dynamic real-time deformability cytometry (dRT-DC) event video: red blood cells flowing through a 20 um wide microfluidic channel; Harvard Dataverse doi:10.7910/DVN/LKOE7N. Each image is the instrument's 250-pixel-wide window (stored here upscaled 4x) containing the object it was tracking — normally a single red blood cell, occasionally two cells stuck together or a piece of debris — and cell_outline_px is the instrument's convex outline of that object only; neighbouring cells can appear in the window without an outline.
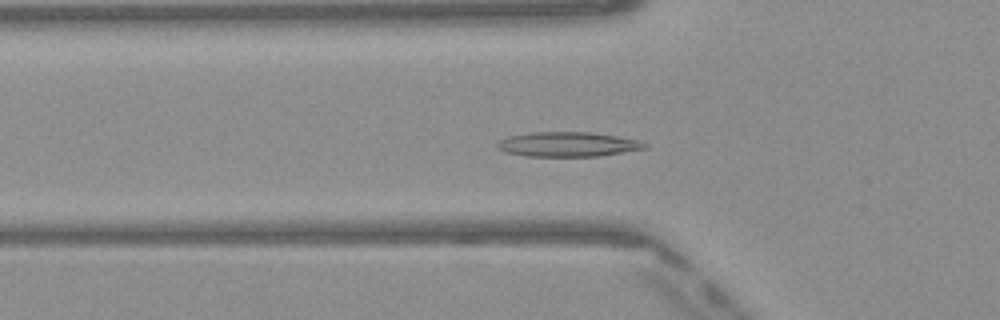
{"species": "Egyptian fruit bat (a non-hibernating species)", "species_latin": "Rousettus aegyptiacus", "temperature_condition": "warm", "stored_images_in_passage": 40, "camera_frame_rate_fps": 3000, "um_per_image_px": 0.085, "frame": {"image": 1, "passage_image": 7, "time_ms": 2.0, "image_size_px": [1000, 320], "cell_outline_px": [[648, 148], [600, 156], [528, 156], [504, 152], [496, 148], [496, 144], [500, 140], [508, 136], [532, 132], [592, 132], [640, 140], [648, 144]], "centroid_in_image_um": [48.27, 12.26], "position_along_channel_um": 77.5, "area_um2": 21.33}}
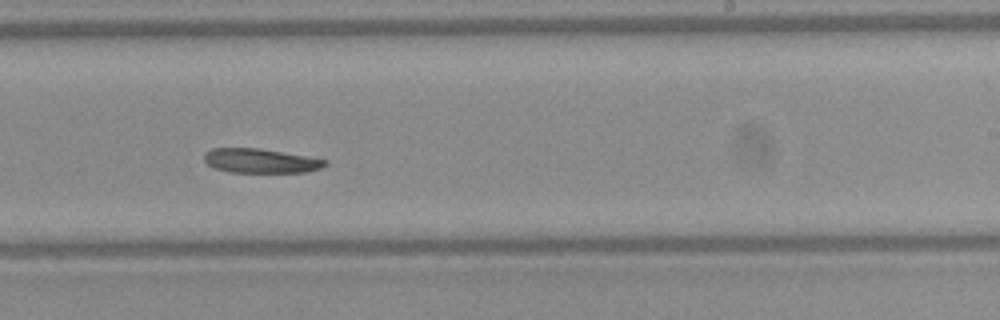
{"frame": {"image": 2, "passage_image": 21, "time_ms": 6.667, "image_size_px": [1000, 320], "cell_outline_px": [[328, 164], [320, 168], [304, 172], [228, 172], [216, 168], [208, 164], [204, 160], [204, 152], [212, 148], [260, 148], [328, 160]], "centroid_in_image_um": [22.13, 13.66], "position_along_channel_um": 266.9, "area_um2": 17.05}}
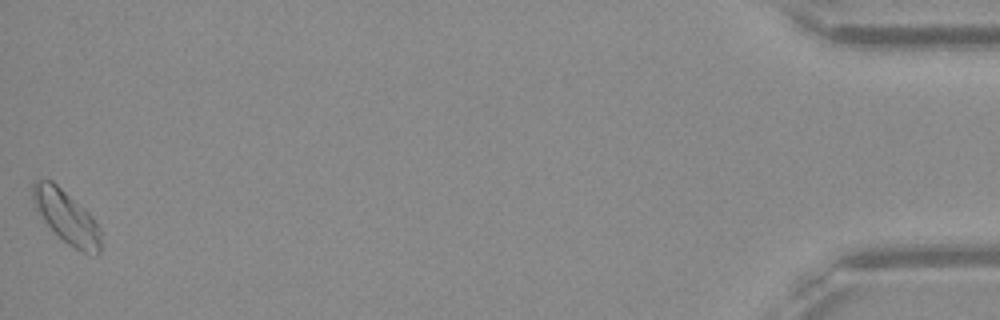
{"frame": {"image": 3, "passage_image": 40, "time_ms": 13.0, "image_size_px": [1000, 320], "cell_outline_px": [[100, 252], [96, 256], [84, 252], [68, 244], [44, 220], [36, 208], [32, 200], [32, 184], [36, 180], [52, 180], [88, 212], [92, 216], [100, 228]], "centroid_in_image_um": [5.66, 18.43], "position_along_channel_um": 429.5, "area_um2": 20.46}}